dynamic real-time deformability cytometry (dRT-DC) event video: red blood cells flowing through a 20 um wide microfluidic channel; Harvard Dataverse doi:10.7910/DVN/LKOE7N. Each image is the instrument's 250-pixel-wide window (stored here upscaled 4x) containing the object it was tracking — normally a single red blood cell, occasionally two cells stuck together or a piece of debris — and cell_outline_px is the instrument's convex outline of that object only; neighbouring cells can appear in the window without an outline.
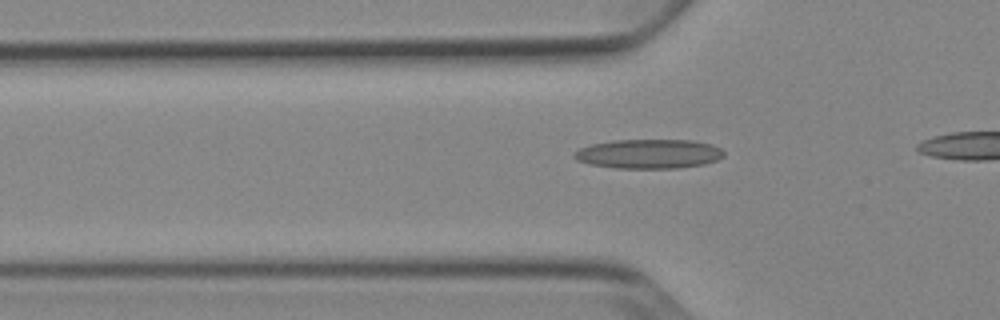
{"species": "Egyptian fruit bat (a non-hibernating species)", "species_latin": "Rousettus aegyptiacus", "temperature_condition": "cold", "stored_images_in_passage": 31, "camera_frame_rate_fps": 3000, "um_per_image_px": 0.085, "animal": {"sex": "female"}, "frame": {"image": 1, "passage_image": 9, "time_ms": 2.667, "image_size_px": [1000, 320], "cell_outline_px": [[724, 156], [716, 160], [704, 164], [680, 168], [616, 168], [588, 164], [576, 160], [572, 156], [572, 152], [580, 148], [592, 144], [612, 140], [692, 140], [712, 144], [720, 148], [724, 152]], "centroid_in_image_um": [55.12, 13.08], "position_along_channel_um": 70.7, "area_um2": 25.78}}
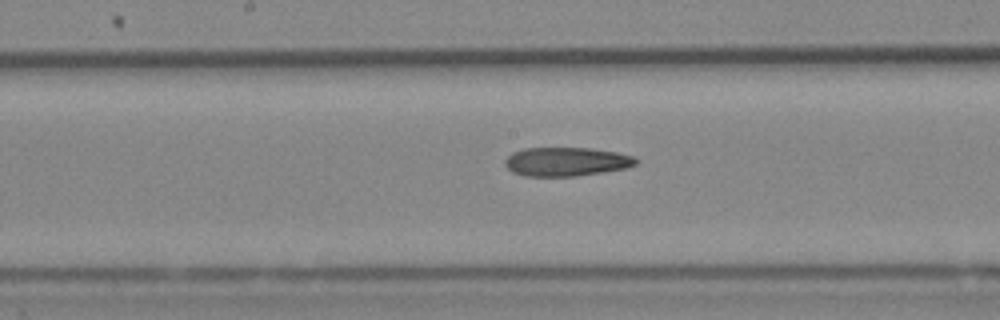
{"frame": {"image": 2, "passage_image": 19, "time_ms": 6.0, "image_size_px": [1000, 320], "cell_outline_px": [[640, 160], [636, 164], [624, 168], [576, 176], [524, 176], [512, 172], [504, 164], [504, 160], [512, 152], [524, 148], [592, 148], [616, 152], [636, 156]], "centroid_in_image_um": [48.13, 13.73], "position_along_channel_um": 200.1, "area_um2": 22.08}}
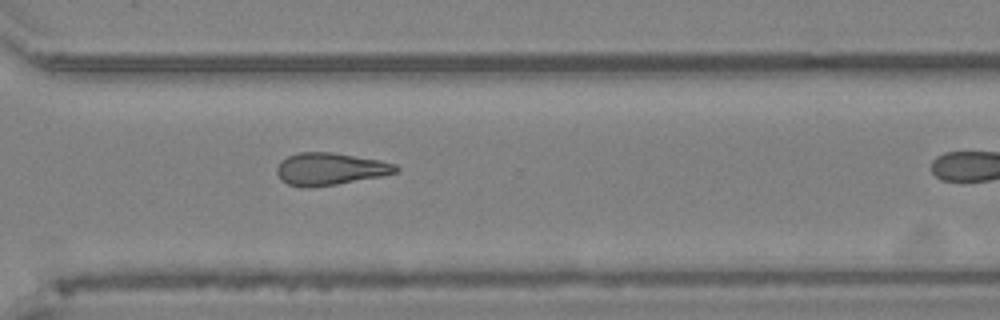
{"frame": {"image": 3, "passage_image": 30, "time_ms": 9.667, "image_size_px": [1000, 320], "cell_outline_px": [[400, 168], [396, 172], [380, 176], [336, 184], [312, 188], [304, 188], [288, 184], [280, 180], [276, 172], [276, 168], [280, 160], [296, 152], [332, 152], [380, 160], [396, 164]], "centroid_in_image_um": [28.0, 14.36], "position_along_channel_um": 342.6, "area_um2": 22.54}}